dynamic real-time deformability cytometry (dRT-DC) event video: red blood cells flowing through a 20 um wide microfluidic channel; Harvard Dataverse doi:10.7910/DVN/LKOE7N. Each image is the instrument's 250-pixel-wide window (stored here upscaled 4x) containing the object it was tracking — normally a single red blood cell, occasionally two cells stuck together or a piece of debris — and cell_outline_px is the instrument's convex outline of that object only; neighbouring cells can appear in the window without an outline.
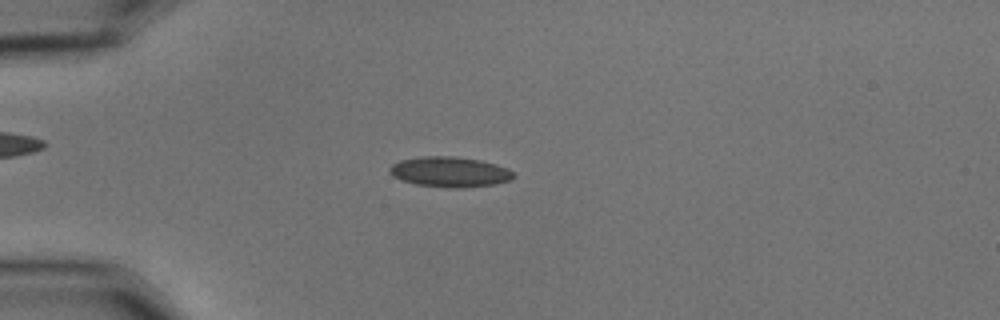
{"species": "common noctule bat (a hibernating species)", "species_latin": "Nyctalus noctula", "temperature_condition": "cold", "stored_images_in_passage": 56, "camera_frame_rate_fps": 3000, "um_per_image_px": 0.085, "animal": {"sex": "male", "body_mass_g": 15.6}, "frame": {"image": 1, "passage_image": 16, "time_ms": 5.0, "image_size_px": [1000, 320], "cell_outline_px": [[516, 176], [512, 180], [496, 184], [460, 188], [452, 188], [416, 184], [400, 180], [392, 176], [388, 172], [388, 168], [392, 164], [400, 160], [420, 156], [456, 156], [480, 160], [496, 164], [508, 168]], "centroid_in_image_um": [38.22, 14.61], "position_along_channel_um": 46.8, "area_um2": 22.14}}
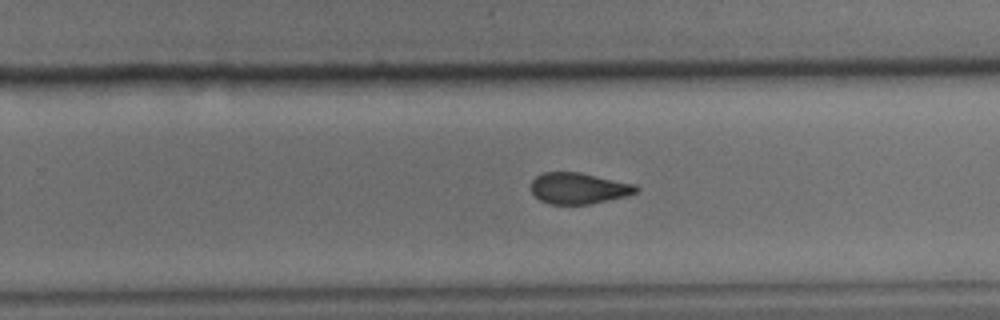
{"frame": {"image": 2, "passage_image": 37, "time_ms": 12.0, "image_size_px": [1000, 320], "cell_outline_px": [[640, 188], [636, 192], [628, 196], [588, 204], [548, 204], [540, 200], [532, 192], [532, 180], [536, 176], [544, 172], [580, 172], [636, 184]], "centroid_in_image_um": [49.21, 16.0], "position_along_channel_um": 280.6, "area_um2": 19.13}}
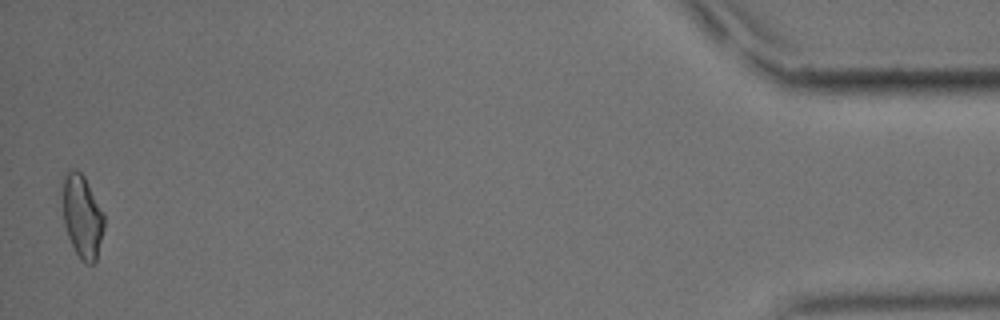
{"frame": {"image": 3, "passage_image": 56, "time_ms": 18.333, "image_size_px": [1000, 320], "cell_outline_px": [[104, 228], [96, 264], [84, 264], [80, 260], [68, 236], [64, 224], [64, 172], [68, 168], [76, 168], [84, 176], [104, 212]], "centroid_in_image_um": [7.02, 18.41], "position_along_channel_um": 428.2, "area_um2": 20.23}, "authors_computed_cell_mechanics": {"area_um2": 19.9699, "velocity_mm_per_s": 3.6348, "shape_relaxation_time_tau1_ms": 8.4511, "shape_relaxation_time_tau2_ms": 2.5603, "deformation_change_tau1": 0.1558, "deformation_change_tau2": 0.0816}}